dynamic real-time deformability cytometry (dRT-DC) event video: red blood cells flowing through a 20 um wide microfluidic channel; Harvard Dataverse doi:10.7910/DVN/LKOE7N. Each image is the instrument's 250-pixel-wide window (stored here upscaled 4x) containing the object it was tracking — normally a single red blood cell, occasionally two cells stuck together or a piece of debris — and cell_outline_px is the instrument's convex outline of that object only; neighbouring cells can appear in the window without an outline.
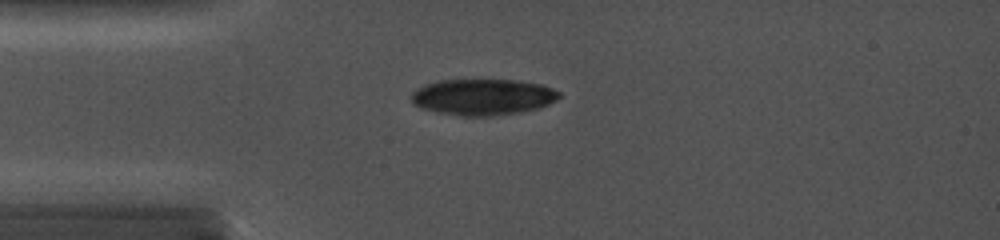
{"species": "common noctule bat (a hibernating species)", "species_latin": "Nyctalus noctula", "temperature_condition": "cold", "stored_images_in_passage": 2, "camera_frame_rate_fps": 5000, "um_per_image_px": 0.085, "animal": {"sex": "female", "body_mass_g": 19.0, "forearm_length_mm": 56.7}, "frame": {"image": 1, "passage_image": 1, "time_ms": 0.0, "image_size_px": [1000, 240], "cell_outline_px": [[560, 96], [544, 104], [532, 108], [516, 112], [492, 116], [464, 116], [444, 112], [428, 108], [416, 104], [412, 100], [412, 96], [420, 88], [428, 84], [440, 80], [512, 80], [540, 84], [560, 92]], "centroid_in_image_um": [41.06, 8.22], "position_along_channel_um": 43.9, "area_um2": 29.71}}